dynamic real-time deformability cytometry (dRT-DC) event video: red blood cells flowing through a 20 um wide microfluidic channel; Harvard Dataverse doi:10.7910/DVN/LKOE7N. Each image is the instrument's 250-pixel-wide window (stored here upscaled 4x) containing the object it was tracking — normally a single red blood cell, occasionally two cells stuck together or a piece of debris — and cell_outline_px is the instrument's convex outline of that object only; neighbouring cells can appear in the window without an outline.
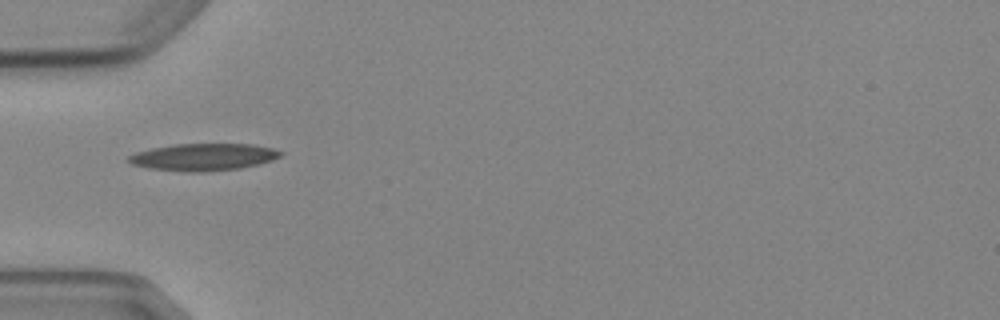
{"species": "Egyptian fruit bat (a non-hibernating species)", "species_latin": "Rousettus aegyptiacus", "temperature_condition": "cold", "stored_images_in_passage": 7, "camera_frame_rate_fps": 3000, "um_per_image_px": 0.085, "animal": {"sex": "female"}, "frame": {"image": 1, "passage_image": 5, "time_ms": 5.667, "image_size_px": [1000, 320], "cell_outline_px": [[284, 152], [280, 156], [272, 160], [260, 164], [240, 168], [204, 172], [184, 172], [148, 168], [132, 164], [128, 160], [128, 156], [136, 152], [152, 148], [176, 144], [252, 144], [272, 148]], "centroid_in_image_um": [17.3, 13.35], "position_along_channel_um": 67.7, "area_um2": 24.04}}
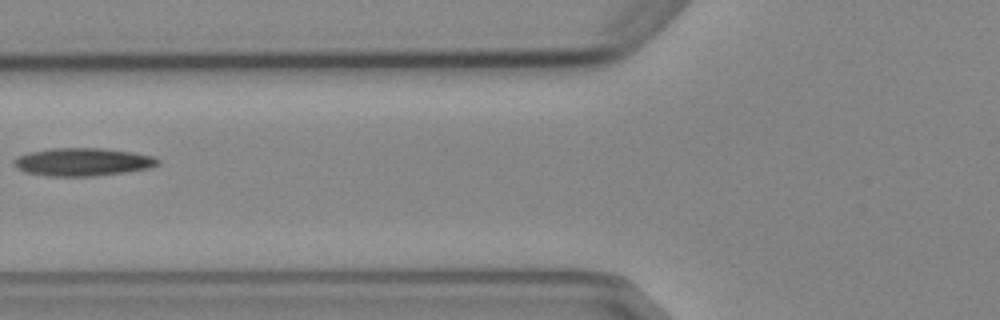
{"frame": {"image": 2, "passage_image": 6, "time_ms": 7.0, "image_size_px": [1000, 320], "cell_outline_px": [[160, 164], [152, 168], [124, 172], [92, 176], [48, 176], [24, 172], [16, 168], [12, 164], [12, 160], [16, 156], [28, 152], [52, 148], [100, 148], [132, 152], [152, 156], [160, 160]], "centroid_in_image_um": [6.99, 13.76], "position_along_channel_um": 118.8, "area_um2": 23.64}}
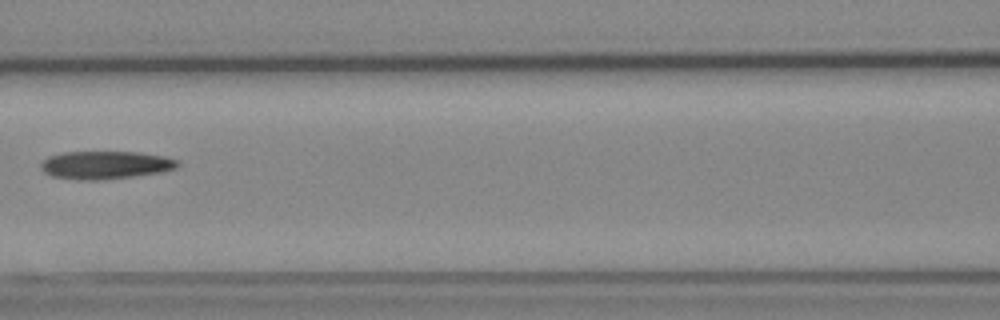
{"frame": {"image": 3, "passage_image": 7, "time_ms": 8.0, "image_size_px": [1000, 320], "cell_outline_px": [[180, 164], [176, 168], [160, 172], [104, 180], [80, 180], [52, 176], [44, 172], [40, 168], [40, 164], [48, 156], [64, 152], [140, 152], [164, 156], [180, 160]], "centroid_in_image_um": [8.97, 14.02], "position_along_channel_um": 157.6, "area_um2": 22.37}}